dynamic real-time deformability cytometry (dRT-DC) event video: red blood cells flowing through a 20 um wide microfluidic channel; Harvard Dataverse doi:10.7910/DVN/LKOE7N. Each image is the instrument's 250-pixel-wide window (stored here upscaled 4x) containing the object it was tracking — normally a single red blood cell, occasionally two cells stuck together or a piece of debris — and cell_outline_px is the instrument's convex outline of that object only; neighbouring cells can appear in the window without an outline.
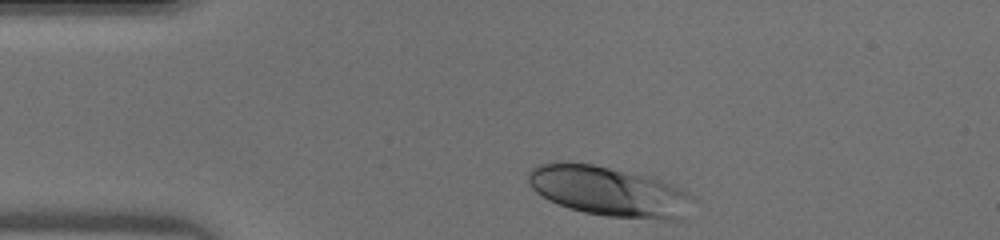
{"species": "human", "species_latin": "Homo sapiens", "temperature_condition": "warm", "stored_images_in_passage": 31, "camera_frame_rate_fps": 3000, "um_per_image_px": 0.085, "donor": {"sex": "male"}, "frame": {"image": 1, "passage_image": 1, "time_ms": 0.0, "image_size_px": [1000, 240], "cell_outline_px": [[692, 196], [684, 220], [660, 220], [608, 216], [584, 212], [568, 208], [548, 200], [536, 192], [528, 184], [528, 172], [532, 168], [540, 164], [560, 160], [568, 160], [592, 164], [636, 172], [656, 176], [688, 192]], "centroid_in_image_um": [51.76, 16.24], "position_along_channel_um": 33.2, "area_um2": 48.84}}
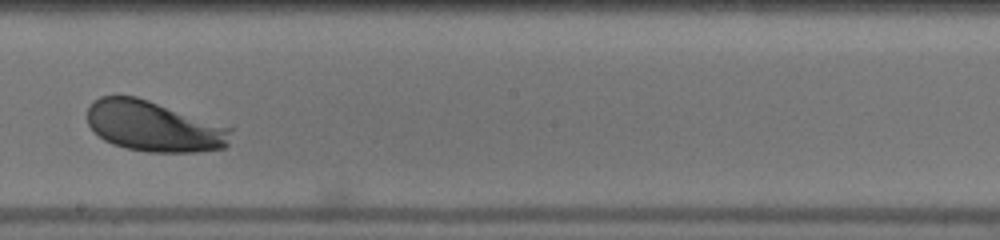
{"frame": {"image": 2, "passage_image": 18, "time_ms": 5.667, "image_size_px": [1000, 240], "cell_outline_px": [[232, 128], [228, 144], [224, 148], [196, 152], [148, 152], [128, 148], [112, 144], [104, 140], [88, 124], [88, 108], [92, 100], [100, 96], [136, 96]], "centroid_in_image_um": [13.05, 10.74], "position_along_channel_um": 235.1, "area_um2": 41.91}}
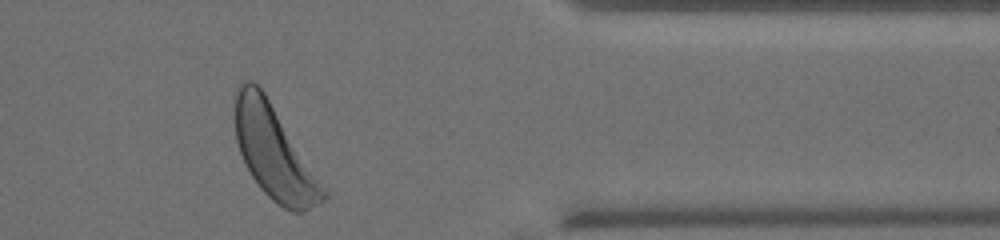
{"frame": {"image": 3, "passage_image": 30, "time_ms": 9.667, "image_size_px": [1000, 240], "cell_outline_px": [[328, 196], [324, 200], [304, 212], [292, 212], [284, 208], [272, 200], [260, 188], [244, 164], [236, 140], [236, 88], [244, 80], [252, 80], [264, 92], [328, 192]], "centroid_in_image_um": [23.3, 12.99], "position_along_channel_um": 388.1, "area_um2": 47.05}}